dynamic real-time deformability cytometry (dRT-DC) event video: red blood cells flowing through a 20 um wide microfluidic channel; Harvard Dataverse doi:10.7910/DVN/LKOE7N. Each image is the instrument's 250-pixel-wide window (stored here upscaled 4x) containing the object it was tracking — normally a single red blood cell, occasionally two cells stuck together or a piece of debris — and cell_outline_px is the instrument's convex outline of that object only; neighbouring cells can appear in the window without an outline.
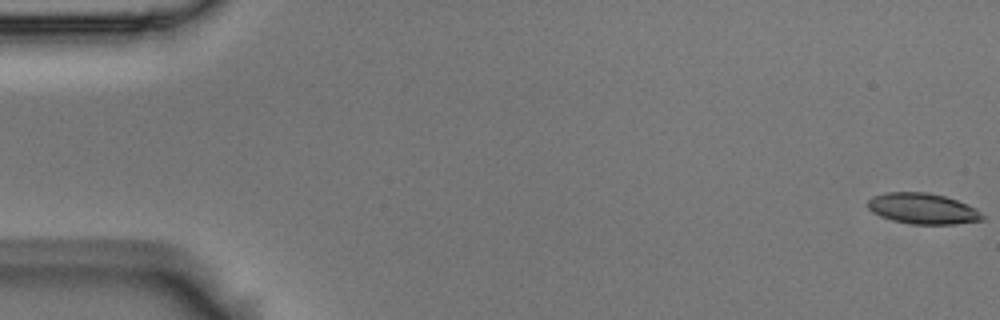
{"species": "Egyptian fruit bat (a non-hibernating species)", "species_latin": "Rousettus aegyptiacus", "temperature_condition": "room temperature", "stored_images_in_passage": 5, "camera_frame_rate_fps": 3000, "um_per_image_px": 0.085, "animal": {"sex": "male"}, "frame": {"image": 1, "passage_image": 1, "time_ms": 0.0, "image_size_px": [1000, 320], "cell_outline_px": [[984, 220], [956, 224], [912, 224], [892, 220], [880, 216], [872, 212], [868, 208], [868, 200], [872, 196], [888, 192], [928, 192], [944, 196], [968, 204], [976, 208], [984, 216]], "centroid_in_image_um": [78.44, 17.73], "position_along_channel_um": 6.6, "area_um2": 20.63}}